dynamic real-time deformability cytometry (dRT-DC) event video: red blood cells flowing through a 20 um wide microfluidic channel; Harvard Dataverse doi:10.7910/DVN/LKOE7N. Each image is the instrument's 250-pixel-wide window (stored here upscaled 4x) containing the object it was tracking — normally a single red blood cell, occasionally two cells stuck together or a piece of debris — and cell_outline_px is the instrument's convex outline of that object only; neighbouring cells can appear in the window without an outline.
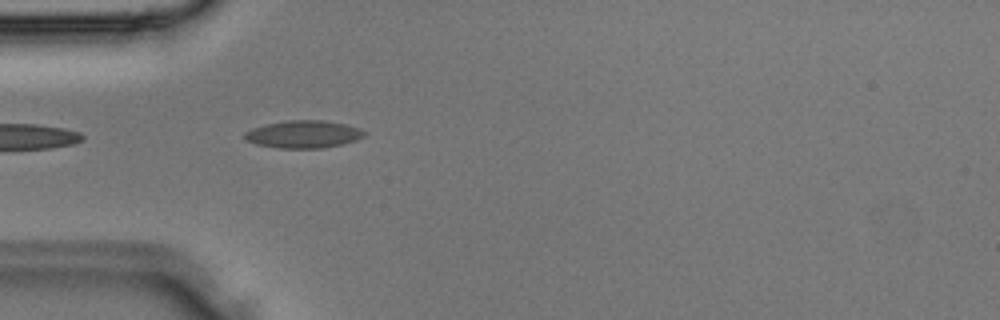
{"species": "Egyptian fruit bat (a non-hibernating species)", "species_latin": "Rousettus aegyptiacus", "temperature_condition": "room temperature", "stored_images_in_passage": 22, "camera_frame_rate_fps": 3000, "um_per_image_px": 0.085, "animal": {"sex": "male"}, "frame": {"image": 1, "passage_image": 1, "time_ms": 0.0, "image_size_px": [1000, 320], "cell_outline_px": [[368, 132], [364, 136], [356, 140], [324, 148], [276, 148], [256, 144], [248, 140], [244, 136], [244, 132], [252, 128], [268, 124], [288, 120], [324, 120], [344, 124], [360, 128]], "centroid_in_image_um": [25.82, 11.41], "position_along_channel_um": 59.2, "area_um2": 19.13}}
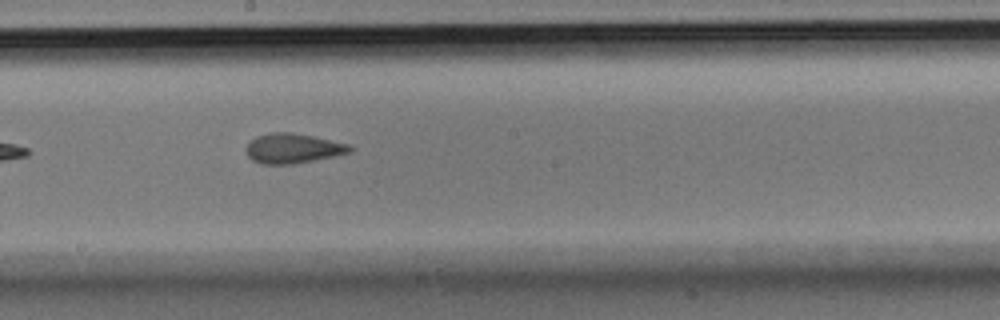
{"frame": {"image": 2, "passage_image": 10, "time_ms": 3.0, "image_size_px": [1000, 320], "cell_outline_px": [[356, 148], [352, 152], [292, 164], [260, 164], [252, 160], [248, 156], [244, 148], [256, 136], [272, 132], [288, 132], [312, 136], [348, 144]], "centroid_in_image_um": [24.88, 12.61], "position_along_channel_um": 223.3, "area_um2": 17.92}}
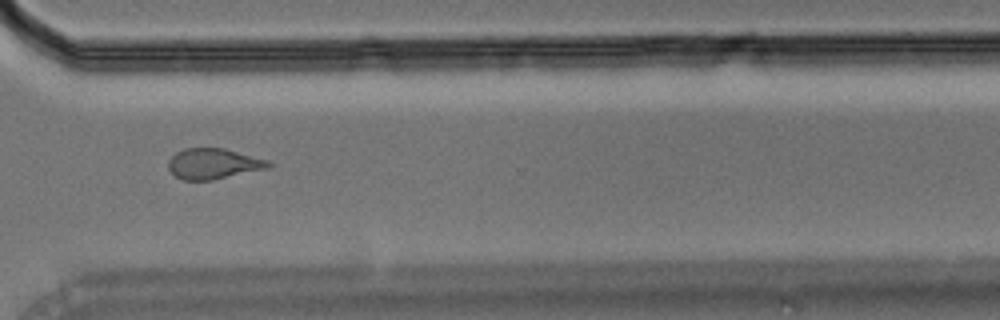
{"frame": {"image": 3, "passage_image": 17, "time_ms": 5.333, "image_size_px": [1000, 320], "cell_outline_px": [[272, 164], [268, 168], [212, 180], [184, 180], [176, 176], [168, 168], [168, 160], [176, 152], [184, 148], [224, 148], [268, 160]], "centroid_in_image_um": [18.12, 13.91], "position_along_channel_um": 352.5, "area_um2": 17.74}}